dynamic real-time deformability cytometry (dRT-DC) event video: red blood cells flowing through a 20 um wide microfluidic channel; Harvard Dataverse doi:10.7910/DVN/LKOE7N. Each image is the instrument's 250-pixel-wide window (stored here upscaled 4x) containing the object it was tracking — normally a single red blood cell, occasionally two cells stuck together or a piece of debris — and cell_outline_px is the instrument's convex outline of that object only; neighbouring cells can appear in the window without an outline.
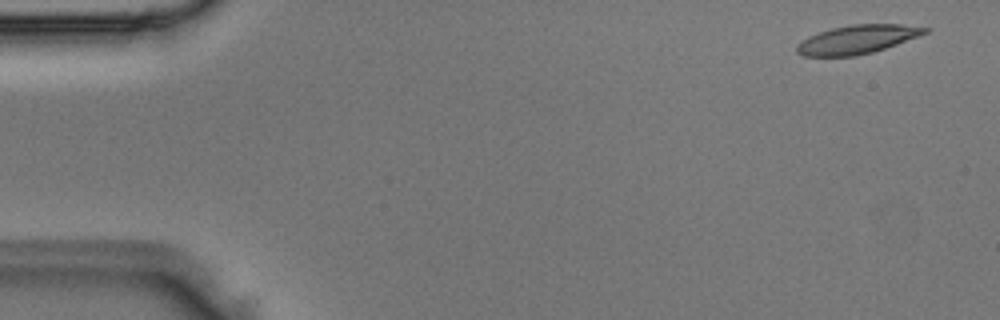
{"species": "Egyptian fruit bat (a non-hibernating species)", "species_latin": "Rousettus aegyptiacus", "temperature_condition": "room temperature", "stored_images_in_passage": 4, "segment_of_instrument_passage": [2, 2], "camera_frame_rate_fps": 3000, "um_per_image_px": 0.085, "animal": {"sex": "male"}, "frame": {"image": 1, "passage_image": 4, "time_ms": 1.0, "image_size_px": [1000, 320], "cell_outline_px": [[932, 28], [928, 32], [896, 44], [872, 52], [856, 56], [804, 56], [796, 52], [796, 44], [808, 36], [832, 28], [852, 24], [900, 24]], "centroid_in_image_um": [72.84, 3.35], "position_along_channel_um": 12.2, "area_um2": 21.27}}